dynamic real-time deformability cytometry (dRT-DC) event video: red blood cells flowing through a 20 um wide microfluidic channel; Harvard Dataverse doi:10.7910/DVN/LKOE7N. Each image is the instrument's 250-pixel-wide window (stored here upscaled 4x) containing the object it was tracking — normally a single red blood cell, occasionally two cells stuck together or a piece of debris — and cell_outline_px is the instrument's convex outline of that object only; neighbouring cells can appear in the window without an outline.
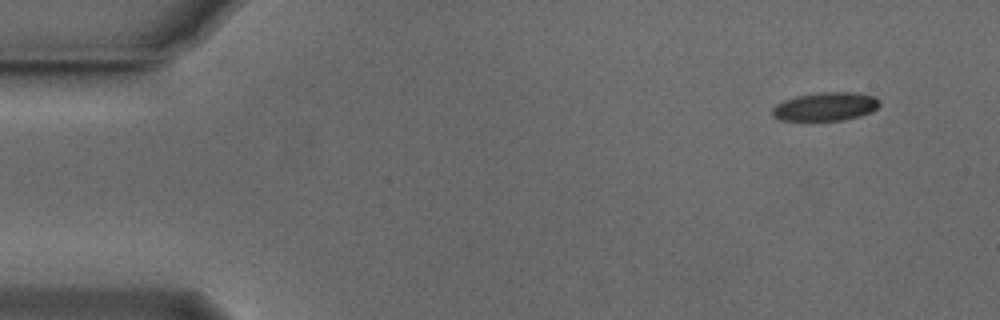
{"species": "Egyptian fruit bat (a non-hibernating species)", "species_latin": "Rousettus aegyptiacus", "temperature_condition": "cold", "stored_images_in_passage": 17, "camera_frame_rate_fps": 3000, "um_per_image_px": 0.085, "animal": {"sex": "male"}, "frame": {"image": 1, "passage_image": 1, "time_ms": 0.0, "image_size_px": [1000, 320], "cell_outline_px": [[880, 104], [872, 112], [860, 116], [844, 120], [780, 120], [772, 116], [772, 108], [776, 104], [784, 100], [796, 96], [820, 92], [852, 92], [876, 96], [880, 100]], "centroid_in_image_um": [70.18, 9.05], "position_along_channel_um": 14.8, "area_um2": 17.92}}
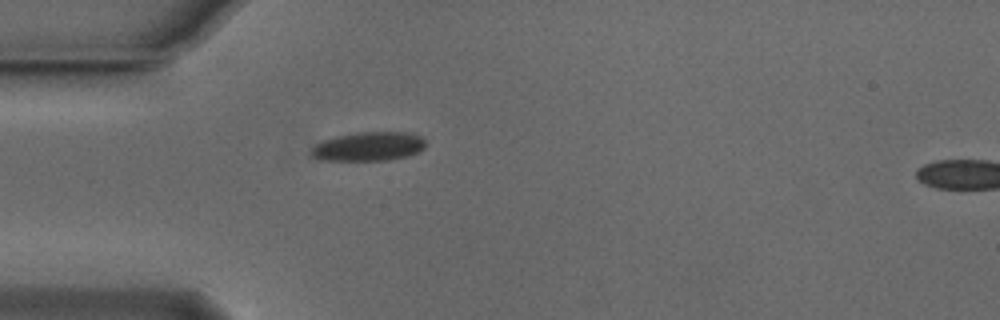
{"frame": {"image": 2, "passage_image": 12, "time_ms": 3.667, "image_size_px": [1000, 320], "cell_outline_px": [[428, 144], [420, 152], [408, 156], [388, 160], [320, 160], [312, 156], [312, 148], [316, 144], [324, 140], [336, 136], [356, 132], [412, 132], [420, 136]], "centroid_in_image_um": [31.39, 12.44], "position_along_channel_um": 53.6, "area_um2": 19.48}}
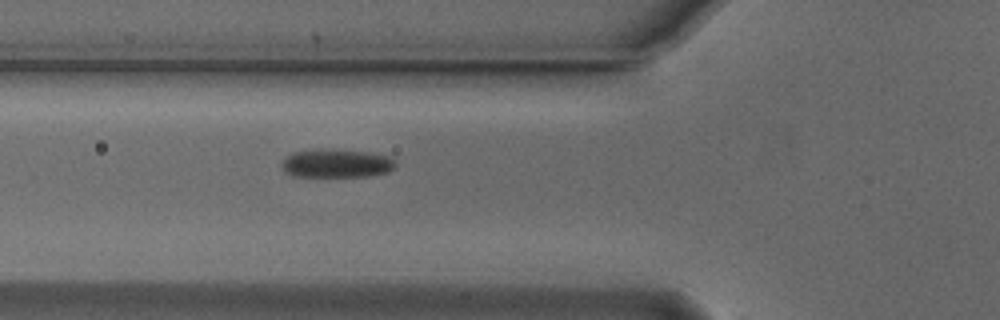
{"frame": {"image": 3, "passage_image": 16, "time_ms": 5.0, "image_size_px": [1000, 320], "cell_outline_px": [[396, 164], [388, 172], [368, 176], [292, 176], [284, 172], [280, 164], [292, 152], [320, 148], [368, 152], [388, 156]], "centroid_in_image_um": [28.55, 13.88], "position_along_channel_um": 97.3, "area_um2": 18.84}}